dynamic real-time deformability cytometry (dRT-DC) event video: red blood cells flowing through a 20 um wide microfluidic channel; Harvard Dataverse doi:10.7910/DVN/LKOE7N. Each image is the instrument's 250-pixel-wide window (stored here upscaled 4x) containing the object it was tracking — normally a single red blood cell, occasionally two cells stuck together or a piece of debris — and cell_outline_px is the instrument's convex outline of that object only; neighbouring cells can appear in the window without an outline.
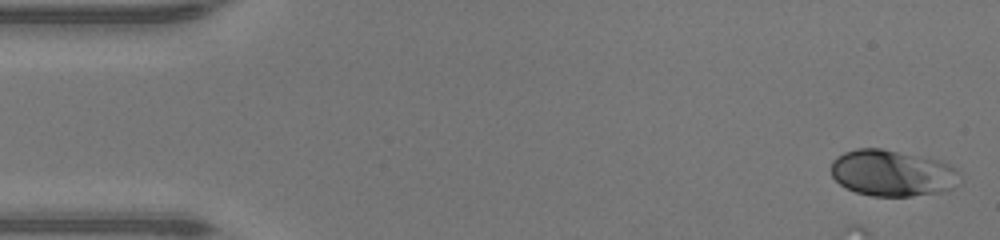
{"species": "human", "species_latin": "Homo sapiens", "temperature_condition": "warm", "stored_images_in_passage": 12, "camera_frame_rate_fps": 3000, "um_per_image_px": 0.085, "donor": {"sex": "male"}, "frame": {"image": 1, "passage_image": 1, "time_ms": 0.0, "image_size_px": [1000, 240], "cell_outline_px": [[960, 184], [952, 188], [940, 192], [912, 196], [872, 196], [856, 192], [840, 184], [832, 176], [832, 160], [836, 156], [844, 152], [856, 148], [880, 148], [940, 160], [956, 168], [960, 172]], "centroid_in_image_um": [75.87, 14.71], "position_along_channel_um": 9.1, "area_um2": 34.91}}